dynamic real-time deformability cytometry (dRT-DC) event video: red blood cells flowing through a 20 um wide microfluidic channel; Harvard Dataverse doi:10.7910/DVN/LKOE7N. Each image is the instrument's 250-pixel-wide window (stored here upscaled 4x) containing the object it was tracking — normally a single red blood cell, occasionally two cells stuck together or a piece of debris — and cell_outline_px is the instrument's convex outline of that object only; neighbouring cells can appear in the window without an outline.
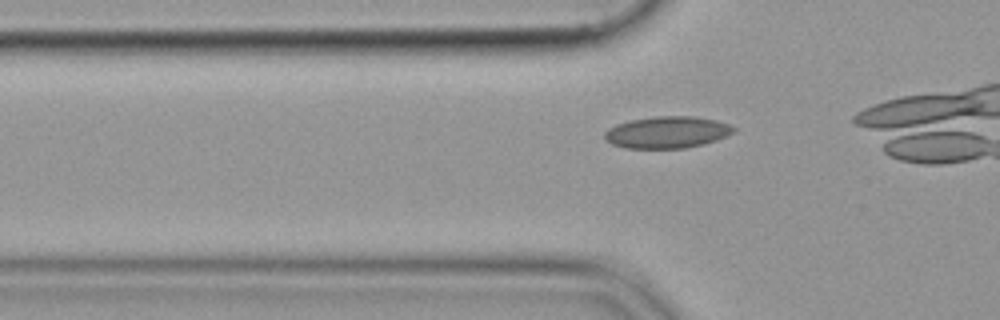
{"species": "common noctule bat (a hibernating species)", "species_latin": "Nyctalus noctula", "temperature_condition": "cold", "stored_images_in_passage": 16, "camera_frame_rate_fps": 3000, "um_per_image_px": 0.085, "animal": {"sex": "female", "body_mass_g": 19.9}, "frame": {"image": 1, "passage_image": 10, "time_ms": 3.0, "image_size_px": [1000, 320], "cell_outline_px": [[736, 132], [716, 140], [704, 144], [684, 148], [624, 148], [612, 144], [604, 140], [604, 132], [608, 128], [616, 124], [628, 120], [656, 116], [696, 116], [716, 120], [728, 124], [736, 128]], "centroid_in_image_um": [56.69, 11.24], "position_along_channel_um": 69.1, "area_um2": 24.16}}
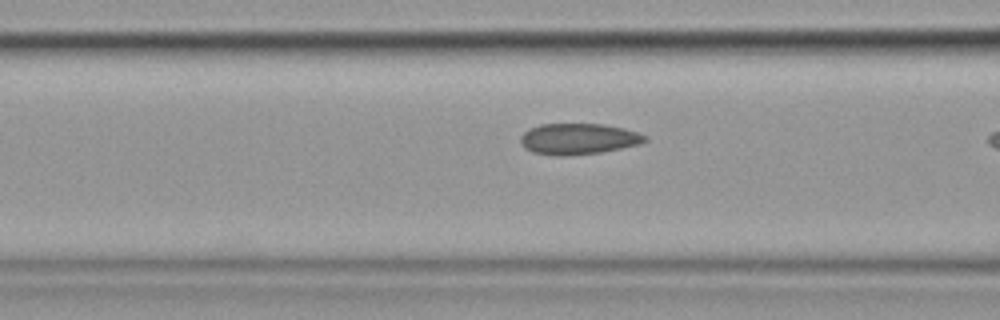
{"frame": {"image": 2, "passage_image": 14, "time_ms": 4.333, "image_size_px": [1000, 320], "cell_outline_px": [[648, 140], [640, 144], [600, 152], [560, 156], [552, 156], [532, 152], [524, 148], [520, 144], [520, 136], [528, 128], [540, 124], [604, 124], [624, 128], [648, 136]], "centroid_in_image_um": [49.12, 11.8], "position_along_channel_um": 117.5, "area_um2": 22.66}}